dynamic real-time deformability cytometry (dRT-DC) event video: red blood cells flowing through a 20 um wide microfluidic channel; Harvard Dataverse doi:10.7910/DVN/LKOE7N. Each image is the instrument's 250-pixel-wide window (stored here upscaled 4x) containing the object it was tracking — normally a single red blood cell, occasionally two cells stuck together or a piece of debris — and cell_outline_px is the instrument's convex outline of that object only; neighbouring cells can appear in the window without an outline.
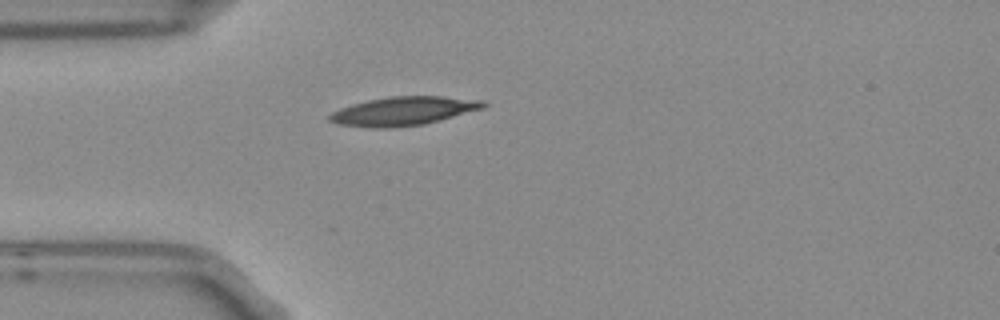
{"species": "Egyptian fruit bat (a non-hibernating species)", "species_latin": "Rousettus aegyptiacus", "temperature_condition": "room temperature", "stored_images_in_passage": 1, "camera_frame_rate_fps": 3000, "um_per_image_px": 0.085, "frame": {"image": 1, "passage_image": 1, "time_ms": 0.0, "image_size_px": [1000, 320], "cell_outline_px": [[488, 104], [484, 108], [424, 124], [388, 128], [372, 128], [336, 124], [328, 120], [328, 116], [332, 112], [340, 108], [352, 104], [368, 100], [388, 96], [444, 96], [484, 100]], "centroid_in_image_um": [34.28, 9.43], "position_along_channel_um": 50.7, "area_um2": 25.84}}